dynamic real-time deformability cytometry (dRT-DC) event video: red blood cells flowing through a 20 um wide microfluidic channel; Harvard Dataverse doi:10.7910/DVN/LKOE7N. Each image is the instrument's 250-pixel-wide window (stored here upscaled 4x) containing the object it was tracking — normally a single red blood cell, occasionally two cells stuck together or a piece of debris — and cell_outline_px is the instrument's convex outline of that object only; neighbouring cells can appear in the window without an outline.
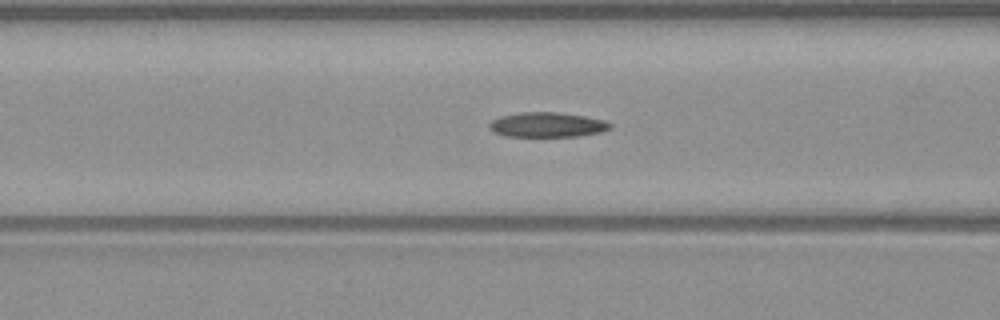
{"species": "common noctule bat (a hibernating species)", "species_latin": "Nyctalus noctula", "temperature_condition": "warm", "stored_images_in_passage": 51, "camera_frame_rate_fps": 3000, "um_per_image_px": 0.085, "animal": {"sex": "male", "body_mass_g": 23.1, "forearm_length_mm": 52.7}, "frame": {"image": 1, "passage_image": 20, "time_ms": 6.333, "image_size_px": [1000, 320], "cell_outline_px": [[612, 128], [600, 132], [580, 136], [504, 136], [488, 128], [488, 124], [492, 120], [500, 116], [520, 112], [560, 112], [584, 116], [604, 120], [612, 124]], "centroid_in_image_um": [46.51, 10.6], "position_along_channel_um": 120.1, "area_um2": 17.51}}
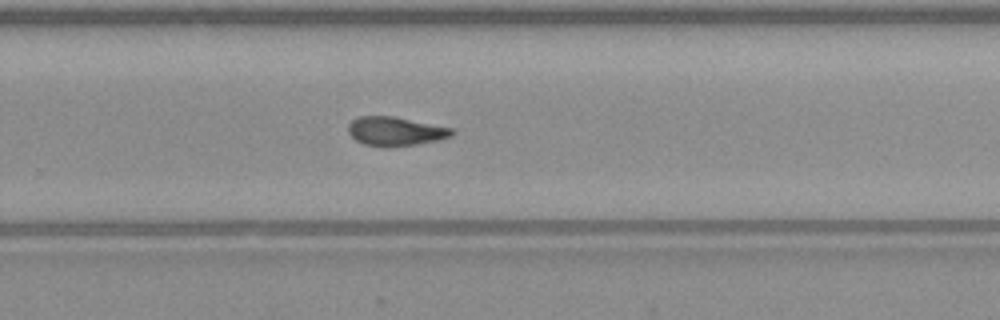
{"frame": {"image": 2, "passage_image": 33, "time_ms": 10.667, "image_size_px": [1000, 320], "cell_outline_px": [[456, 132], [452, 136], [440, 140], [416, 144], [388, 148], [364, 144], [356, 140], [348, 132], [348, 124], [352, 120], [360, 116], [392, 116], [452, 128]], "centroid_in_image_um": [33.62, 11.17], "position_along_channel_um": 296.2, "area_um2": 17.57}}
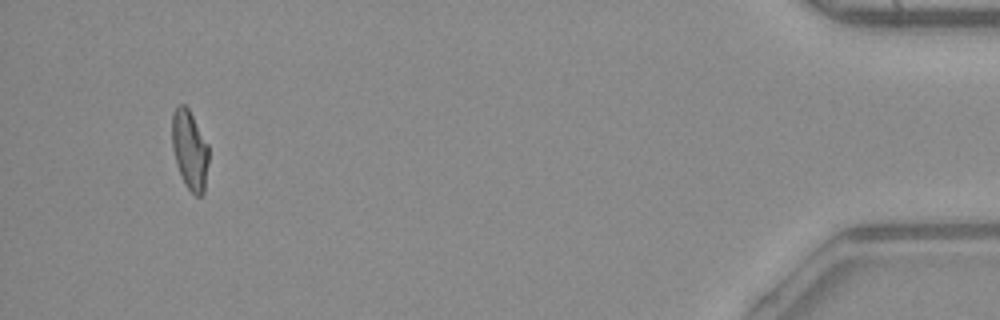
{"frame": {"image": 3, "passage_image": 48, "time_ms": 15.667, "image_size_px": [1000, 320], "cell_outline_px": [[208, 164], [204, 192], [200, 196], [196, 196], [184, 184], [176, 164], [172, 148], [172, 112], [180, 104], [184, 104], [188, 108], [208, 144]], "centroid_in_image_um": [16.12, 12.75], "position_along_channel_um": 419.1, "area_um2": 16.94}, "authors_computed_cell_mechanics": {"area_um2": 17.5134, "velocity_mm_per_s": 4.0684, "shape_relaxation_time_tau1_ms": null, "shape_relaxation_time_tau2_ms": 4.8356, "deformation_change_tau1": null, "deformation_change_tau2": 0.1322}}